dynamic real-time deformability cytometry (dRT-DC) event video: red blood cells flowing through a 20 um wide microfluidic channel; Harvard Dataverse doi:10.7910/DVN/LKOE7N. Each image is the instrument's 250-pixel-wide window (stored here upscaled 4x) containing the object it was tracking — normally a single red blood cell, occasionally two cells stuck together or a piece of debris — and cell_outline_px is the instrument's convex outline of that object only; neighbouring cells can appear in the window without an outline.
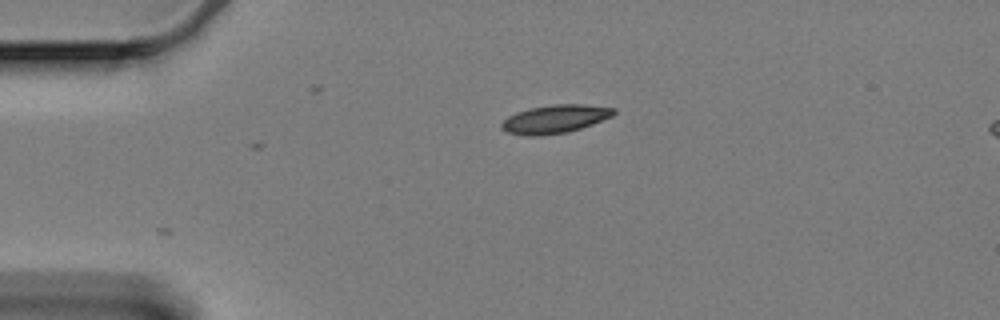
{"species": "Egyptian fruit bat (a non-hibernating species)", "species_latin": "Rousettus aegyptiacus", "temperature_condition": "cold", "stored_images_in_passage": 5, "camera_frame_rate_fps": 3000, "um_per_image_px": 0.085, "animal": {"sex": "female"}, "frame": {"image": 1, "passage_image": 1, "time_ms": 0.0, "image_size_px": [1000, 320], "cell_outline_px": [[616, 112], [612, 116], [592, 124], [568, 132], [536, 136], [528, 136], [508, 132], [500, 128], [500, 124], [508, 116], [516, 112], [528, 108], [552, 104], [580, 104], [616, 108]], "centroid_in_image_um": [47.15, 10.11], "position_along_channel_um": 37.9, "area_um2": 18.5}}